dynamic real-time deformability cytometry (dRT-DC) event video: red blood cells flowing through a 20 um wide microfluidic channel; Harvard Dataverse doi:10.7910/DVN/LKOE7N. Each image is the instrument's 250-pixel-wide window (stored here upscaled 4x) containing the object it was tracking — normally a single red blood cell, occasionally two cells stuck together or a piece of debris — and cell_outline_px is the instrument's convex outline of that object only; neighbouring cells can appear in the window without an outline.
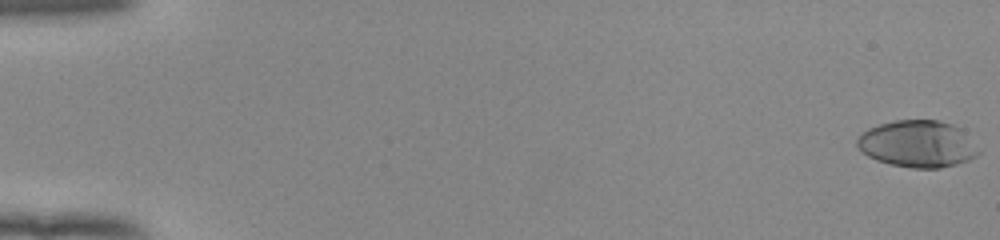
{"species": "human", "species_latin": "Homo sapiens", "temperature_condition": "room temperature", "stored_images_in_passage": 54, "camera_frame_rate_fps": 3000, "um_per_image_px": 0.085, "donor": {"sex": "female"}, "frame": {"image": 1, "passage_image": 1, "time_ms": 0.0, "image_size_px": [1000, 240], "cell_outline_px": [[980, 152], [976, 156], [968, 160], [956, 164], [940, 168], [912, 168], [892, 164], [876, 160], [868, 156], [856, 144], [856, 140], [868, 128], [880, 124], [896, 120], [940, 120], [952, 124], [960, 128]], "centroid_in_image_um": [77.99, 12.23], "position_along_channel_um": 7.0, "area_um2": 32.77}}
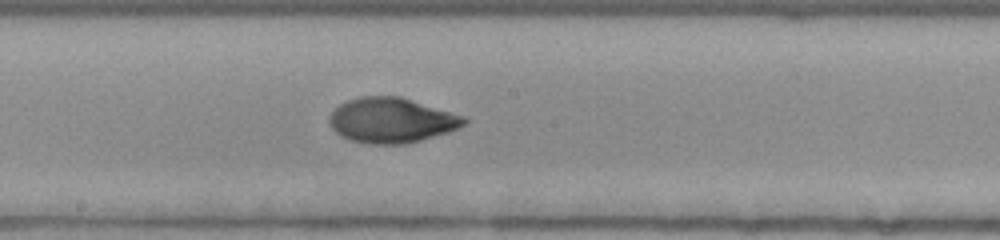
{"frame": {"image": 2, "passage_image": 31, "time_ms": 10.0, "image_size_px": [1000, 240], "cell_outline_px": [[468, 120], [460, 128], [448, 132], [420, 140], [404, 144], [368, 144], [352, 140], [340, 136], [332, 128], [328, 120], [332, 112], [340, 104], [348, 100], [360, 96], [400, 96], [464, 116]], "centroid_in_image_um": [33.27, 10.22], "position_along_channel_um": 214.9, "area_um2": 35.26}}
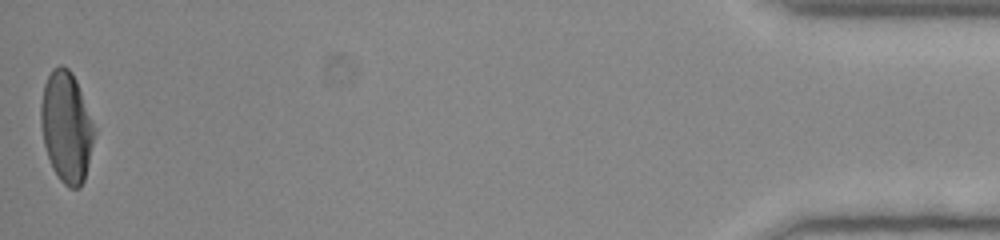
{"frame": {"image": 3, "passage_image": 54, "time_ms": 17.667, "image_size_px": [1000, 240], "cell_outline_px": [[96, 132], [84, 180], [80, 188], [68, 188], [60, 180], [52, 168], [44, 144], [40, 124], [40, 104], [44, 84], [52, 68], [60, 64], [68, 68], [72, 72], [76, 80]], "centroid_in_image_um": [5.63, 10.79], "position_along_channel_um": 429.6, "area_um2": 34.45}, "authors_computed_cell_mechanics": {"area_um2": 34.3332, "velocity_mm_per_s": 3.9291, "shape_relaxation_time_tau1_ms": 5.7937, "shape_relaxation_time_tau2_ms": 1.143, "deformation_change_tau1": 0.2381, "deformation_change_tau2": 0.0461}}